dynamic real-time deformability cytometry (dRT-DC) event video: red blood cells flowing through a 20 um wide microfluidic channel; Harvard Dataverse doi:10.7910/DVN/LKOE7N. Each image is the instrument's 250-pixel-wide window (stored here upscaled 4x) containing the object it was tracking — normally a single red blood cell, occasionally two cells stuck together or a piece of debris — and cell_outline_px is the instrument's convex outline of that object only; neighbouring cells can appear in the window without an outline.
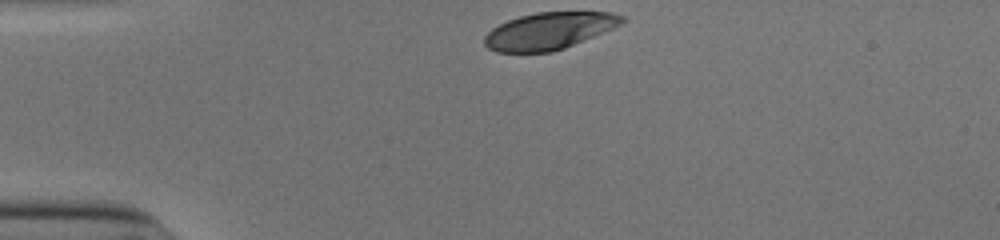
{"species": "human", "species_latin": "Homo sapiens", "temperature_condition": "cold", "stored_images_in_passage": 31, "camera_frame_rate_fps": 3000, "um_per_image_px": 0.085, "donor": {"sex": "male"}, "frame": {"image": 1, "passage_image": 1, "time_ms": 0.0, "image_size_px": [1000, 240], "cell_outline_px": [[628, 20], [612, 28], [564, 48], [552, 52], [496, 52], [488, 48], [484, 44], [484, 36], [492, 28], [508, 20], [520, 16], [536, 12], [608, 12], [624, 16]], "centroid_in_image_um": [46.65, 2.62], "position_along_channel_um": 38.4, "area_um2": 29.36}}
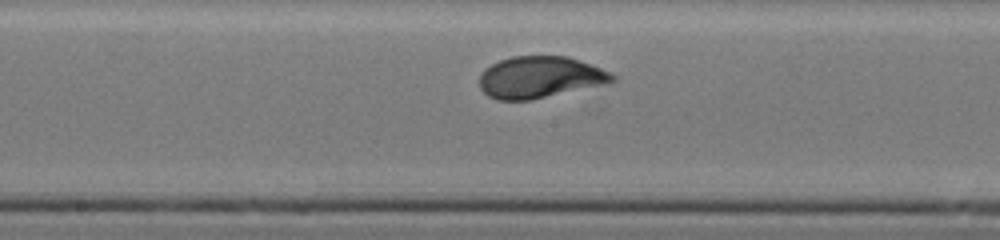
{"frame": {"image": 2, "passage_image": 17, "time_ms": 5.333, "image_size_px": [1000, 240], "cell_outline_px": [[616, 80], [600, 84], [532, 100], [496, 100], [488, 96], [480, 88], [480, 76], [484, 68], [500, 60], [512, 56], [568, 56], [612, 72], [616, 76]], "centroid_in_image_um": [45.86, 6.56], "position_along_channel_um": 202.3, "area_um2": 32.02}}
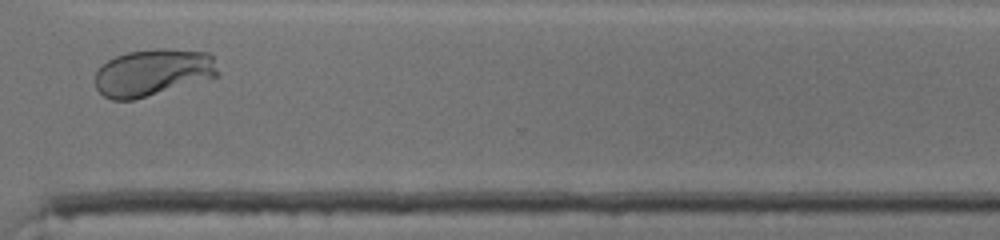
{"frame": {"image": 3, "passage_image": 29, "time_ms": 9.333, "image_size_px": [1000, 240], "cell_outline_px": [[216, 76], [132, 100], [112, 100], [104, 96], [96, 88], [96, 72], [108, 60], [116, 56], [128, 52], [156, 48], [168, 48], [212, 52], [216, 72]], "centroid_in_image_um": [12.97, 6.13], "position_along_channel_um": 357.6, "area_um2": 33.12}, "authors_computed_cell_mechanics": {"area_um2": 32.1368, "velocity_mm_per_s": 3.8671, "shape_relaxation_time_tau1_ms": 2.7677, "shape_relaxation_time_tau2_ms": null, "deformation_change_tau1": 0.1505, "deformation_change_tau2": null}}